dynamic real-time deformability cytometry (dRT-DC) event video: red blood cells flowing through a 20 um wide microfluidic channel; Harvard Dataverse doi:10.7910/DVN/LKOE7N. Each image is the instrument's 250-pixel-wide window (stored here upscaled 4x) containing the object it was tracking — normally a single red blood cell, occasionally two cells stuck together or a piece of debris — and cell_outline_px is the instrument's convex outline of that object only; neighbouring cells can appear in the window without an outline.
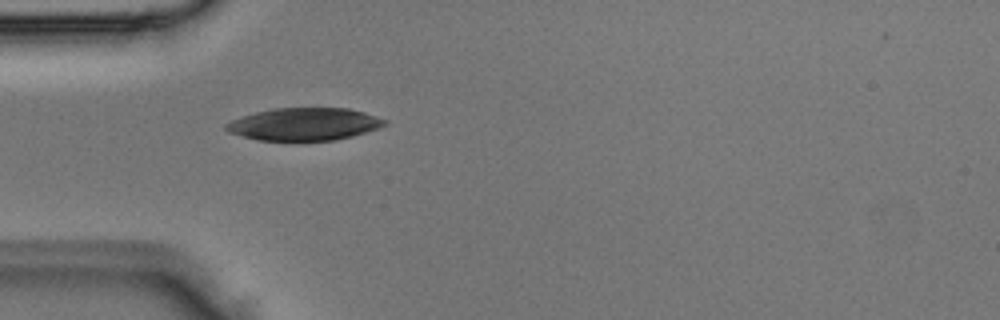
{"species": "Egyptian fruit bat (a non-hibernating species)", "species_latin": "Rousettus aegyptiacus", "temperature_condition": "room temperature", "stored_images_in_passage": 4, "camera_frame_rate_fps": 3000, "um_per_image_px": 0.085, "animal": {"sex": "male"}, "frame": {"image": 1, "passage_image": 4, "time_ms": 1.0, "image_size_px": [1000, 320], "cell_outline_px": [[388, 124], [380, 128], [352, 136], [332, 140], [256, 140], [228, 132], [224, 128], [224, 124], [240, 116], [256, 112], [276, 108], [348, 108], [364, 112], [388, 120]], "centroid_in_image_um": [25.86, 10.55], "position_along_channel_um": 59.1, "area_um2": 30.11}}